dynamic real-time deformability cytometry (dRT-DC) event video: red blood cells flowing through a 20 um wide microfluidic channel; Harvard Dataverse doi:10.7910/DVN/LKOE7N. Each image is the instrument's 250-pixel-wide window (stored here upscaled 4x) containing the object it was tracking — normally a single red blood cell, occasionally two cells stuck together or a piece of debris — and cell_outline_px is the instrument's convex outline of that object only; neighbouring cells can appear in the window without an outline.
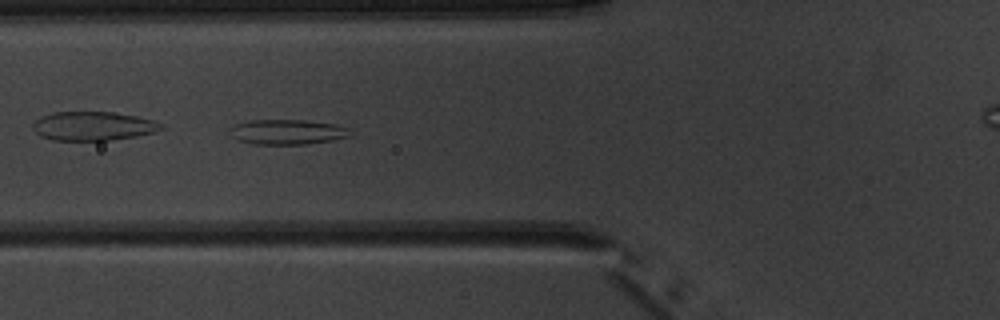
{"species": "common noctule bat (a hibernating species)", "species_latin": "Nyctalus noctula", "temperature_condition": "warm", "stored_images_in_passage": 8, "camera_frame_rate_fps": 3000, "um_per_image_px": 0.085, "animal": {"sex": "male", "body_mass_g": 20.1, "forearm_length_mm": 53.5}, "frame": {"image": 1, "passage_image": 6, "time_ms": 6.667, "image_size_px": [1000, 320], "cell_outline_px": [[352, 136], [332, 140], [308, 144], [256, 144], [236, 140], [232, 136], [228, 128], [236, 124], [248, 120], [304, 120], [336, 124], [348, 128]], "centroid_in_image_um": [24.41, 11.21], "position_along_channel_um": 101.4, "area_um2": 17.63}}
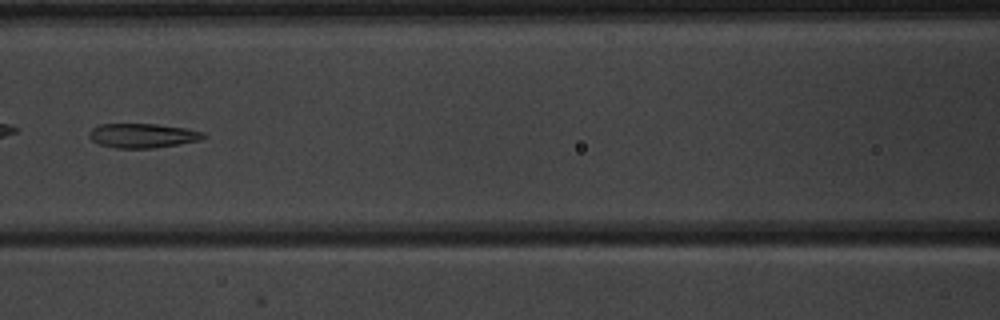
{"frame": {"image": 2, "passage_image": 7, "time_ms": 8.0, "image_size_px": [1000, 320], "cell_outline_px": [[208, 136], [200, 140], [180, 144], [152, 148], [116, 148], [100, 144], [92, 140], [88, 136], [88, 132], [92, 128], [100, 124], [156, 124], [184, 128], [204, 132]], "centroid_in_image_um": [12.13, 11.52], "position_along_channel_um": 154.5, "area_um2": 16.24}}
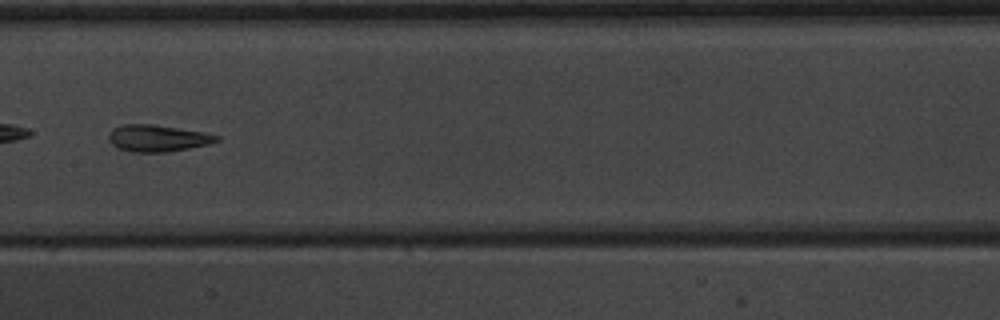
{"frame": {"image": 3, "passage_image": 8, "time_ms": 9.0, "image_size_px": [1000, 320], "cell_outline_px": [[220, 140], [208, 144], [188, 148], [164, 152], [132, 152], [116, 148], [108, 140], [108, 136], [112, 128], [120, 124], [156, 124], [204, 132], [220, 136]], "centroid_in_image_um": [13.36, 11.73], "position_along_channel_um": 194.0, "area_um2": 16.99}}